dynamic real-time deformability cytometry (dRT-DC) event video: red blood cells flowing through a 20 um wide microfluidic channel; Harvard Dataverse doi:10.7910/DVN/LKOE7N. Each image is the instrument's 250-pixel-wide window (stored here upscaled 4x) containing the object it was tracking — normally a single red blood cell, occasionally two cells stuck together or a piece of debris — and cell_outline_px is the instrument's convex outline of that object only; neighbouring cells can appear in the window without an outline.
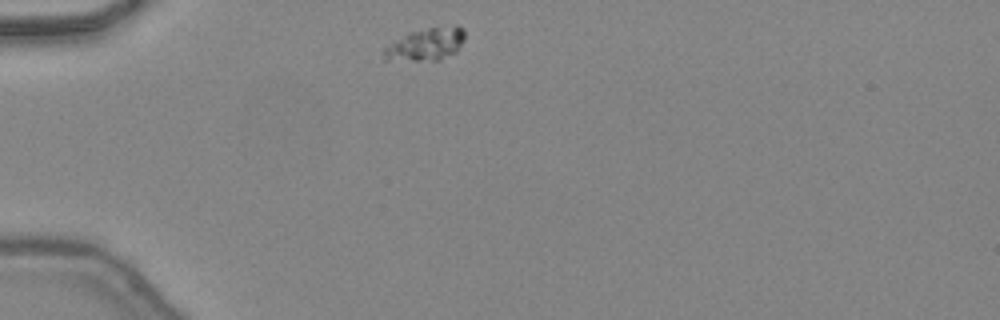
{"species": "common noctule bat (a hibernating species)", "species_latin": "Nyctalus noctula", "temperature_condition": "warm", "stored_images_in_passage": 36, "camera_frame_rate_fps": 3000, "um_per_image_px": 0.085, "animal": {"sex": "female", "body_mass_g": 24.6, "forearm_length_mm": 56.2}, "frame": {"image": 1, "passage_image": 1, "time_ms": 0.0, "image_size_px": [1000, 320], "cell_outline_px": [[464, 40], [456, 52], [440, 60], [384, 60], [384, 44], [408, 32], [428, 28], [456, 24], [464, 28]], "centroid_in_image_um": [36.18, 3.74], "position_along_channel_um": 48.8, "area_um2": 15.72}}
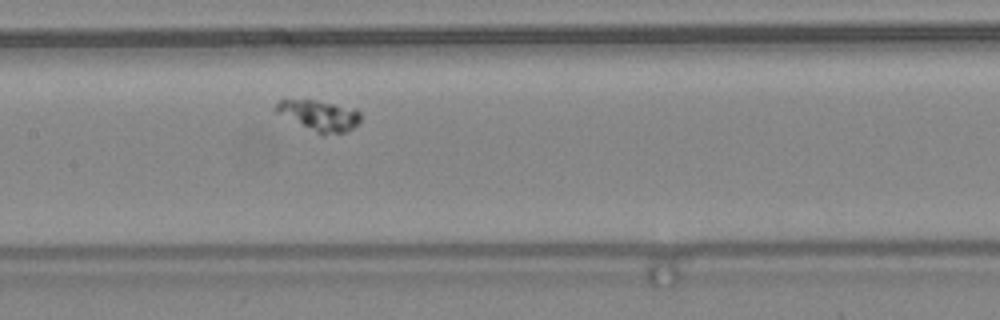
{"frame": {"image": 2, "passage_image": 12, "time_ms": 3.667, "image_size_px": [1000, 320], "cell_outline_px": [[360, 120], [348, 132], [316, 132], [276, 112], [276, 104], [280, 100], [316, 100], [356, 108], [360, 112]], "centroid_in_image_um": [27.18, 9.78], "position_along_channel_um": 180.2, "area_um2": 14.51}}
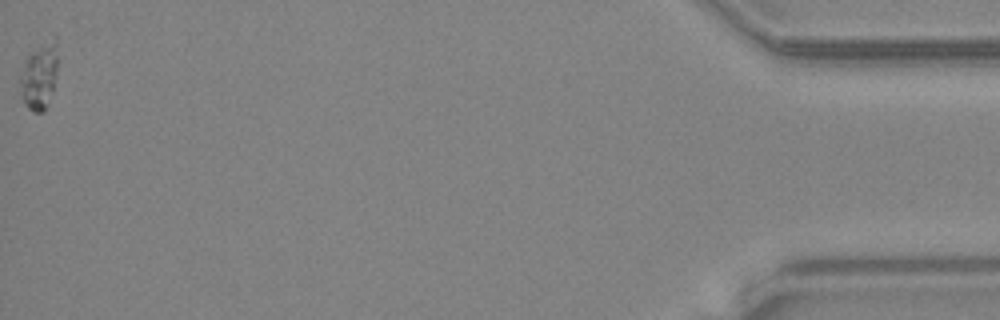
{"frame": {"image": 3, "passage_image": 36, "time_ms": 11.667, "image_size_px": [1000, 320], "cell_outline_px": [[56, 72], [52, 92], [44, 112], [32, 112], [24, 104], [20, 96], [20, 76], [24, 60], [52, 32], [56, 36]], "centroid_in_image_um": [3.33, 6.41], "position_along_channel_um": 431.9, "area_um2": 14.85}}